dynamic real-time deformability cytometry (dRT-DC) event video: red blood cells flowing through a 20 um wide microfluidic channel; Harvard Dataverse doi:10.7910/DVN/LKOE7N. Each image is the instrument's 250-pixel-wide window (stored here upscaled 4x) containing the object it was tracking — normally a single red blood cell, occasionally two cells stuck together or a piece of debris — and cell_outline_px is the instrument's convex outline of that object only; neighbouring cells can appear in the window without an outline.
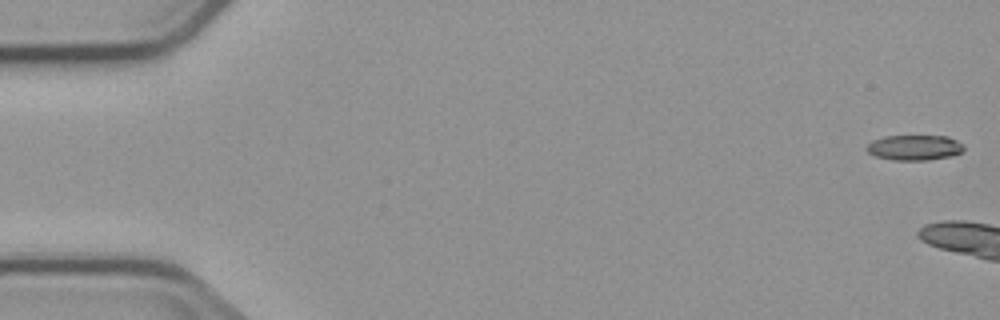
{"species": "common noctule bat (a hibernating species)", "species_latin": "Nyctalus noctula", "temperature_condition": "cold", "stored_images_in_passage": 3, "camera_frame_rate_fps": 3000, "um_per_image_px": 0.085, "animal": {"sex": "male", "body_mass_g": 23.1, "forearm_length_mm": 52.7}, "frame": {"image": 1, "passage_image": 1, "time_ms": 0.0, "image_size_px": [1000, 320], "cell_outline_px": [[964, 148], [960, 152], [948, 156], [928, 160], [892, 160], [876, 156], [868, 152], [868, 144], [872, 140], [884, 136], [948, 136], [964, 144]], "centroid_in_image_um": [77.73, 12.53], "position_along_channel_um": 7.3, "area_um2": 14.16}}